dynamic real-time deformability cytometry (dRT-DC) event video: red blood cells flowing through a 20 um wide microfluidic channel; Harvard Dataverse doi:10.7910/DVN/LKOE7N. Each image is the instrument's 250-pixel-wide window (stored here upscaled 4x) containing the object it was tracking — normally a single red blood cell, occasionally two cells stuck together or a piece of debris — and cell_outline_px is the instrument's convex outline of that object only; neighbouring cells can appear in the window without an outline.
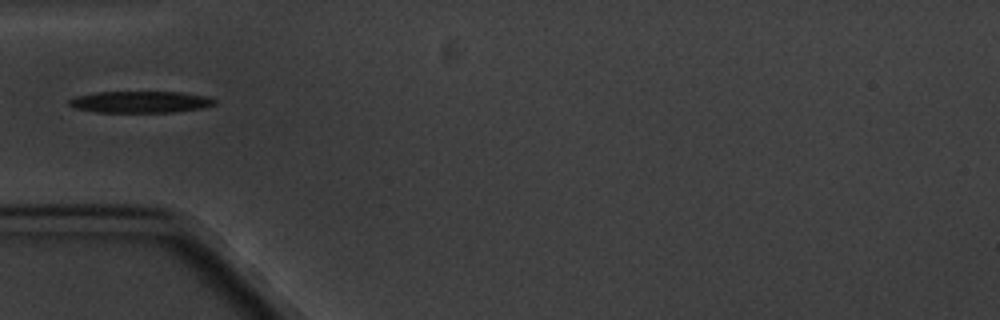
{"species": "common noctule bat (a hibernating species)", "species_latin": "Nyctalus noctula", "temperature_condition": "cold", "stored_images_in_passage": 6, "camera_frame_rate_fps": 3000, "um_per_image_px": 0.085, "animal": {"sex": "male", "body_mass_g": 20.1, "forearm_length_mm": 53.5}, "frame": {"image": 1, "passage_image": 2, "time_ms": 1.0, "image_size_px": [1000, 320], "cell_outline_px": [[216, 104], [204, 108], [172, 112], [96, 112], [76, 108], [68, 104], [68, 100], [76, 96], [96, 92], [180, 92], [204, 96], [216, 100]], "centroid_in_image_um": [11.93, 8.67], "position_along_channel_um": 73.1, "area_um2": 18.26}}